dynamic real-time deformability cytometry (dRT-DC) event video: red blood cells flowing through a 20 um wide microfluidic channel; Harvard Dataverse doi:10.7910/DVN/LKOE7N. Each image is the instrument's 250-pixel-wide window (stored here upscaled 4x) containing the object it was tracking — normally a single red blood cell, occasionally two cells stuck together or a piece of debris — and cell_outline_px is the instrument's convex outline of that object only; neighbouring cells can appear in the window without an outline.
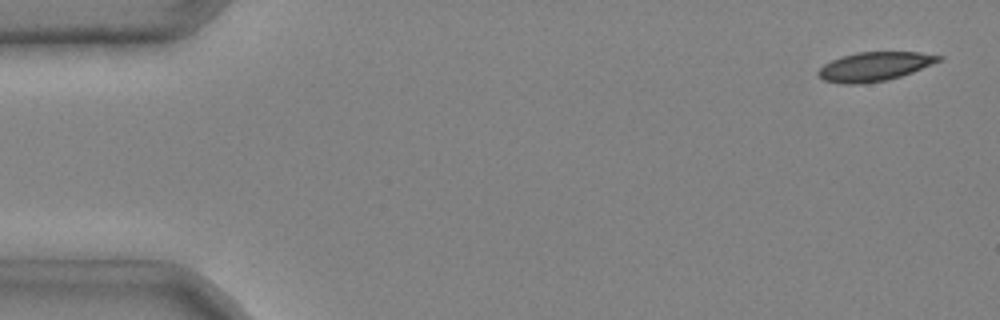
{"species": "common noctule bat (a hibernating species)", "species_latin": "Nyctalus noctula", "temperature_condition": "cold", "stored_images_in_passage": 7, "camera_frame_rate_fps": 3000, "um_per_image_px": 0.085, "animal": {"sex": "male", "body_mass_g": 20.4}, "frame": {"image": 1, "passage_image": 1, "time_ms": 0.0, "image_size_px": [1000, 320], "cell_outline_px": [[944, 60], [912, 72], [888, 80], [860, 84], [844, 84], [824, 80], [816, 72], [824, 64], [832, 60], [856, 52], [920, 52], [944, 56]], "centroid_in_image_um": [74.38, 5.65], "position_along_channel_um": 10.6, "area_um2": 20.35}}